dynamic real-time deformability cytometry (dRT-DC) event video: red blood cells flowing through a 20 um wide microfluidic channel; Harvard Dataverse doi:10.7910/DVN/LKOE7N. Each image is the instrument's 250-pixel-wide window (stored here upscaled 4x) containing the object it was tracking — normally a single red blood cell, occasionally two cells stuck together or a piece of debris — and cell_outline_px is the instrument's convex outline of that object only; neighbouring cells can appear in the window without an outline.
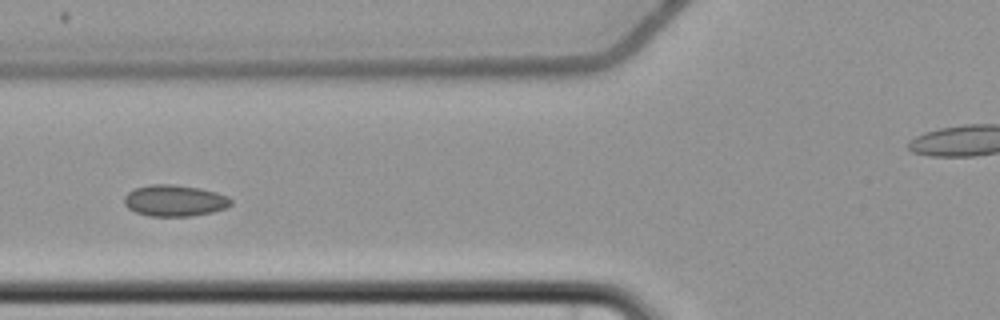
{"species": "common noctule bat (a hibernating species)", "species_latin": "Nyctalus noctula", "temperature_condition": "cold", "stored_images_in_passage": 6, "camera_frame_rate_fps": 3000, "um_per_image_px": 0.085, "animal": {"sex": "female", "body_mass_g": 22.7, "forearm_length_mm": 54.2}, "frame": {"image": 1, "passage_image": 4, "time_ms": 4.333, "image_size_px": [1000, 320], "cell_outline_px": [[232, 204], [224, 208], [212, 212], [192, 216], [148, 216], [136, 212], [128, 208], [124, 204], [124, 196], [128, 192], [136, 188], [148, 184], [172, 184], [200, 188], [216, 192], [228, 196], [232, 200]], "centroid_in_image_um": [14.83, 17.05], "position_along_channel_um": 111.0, "area_um2": 19.59}}
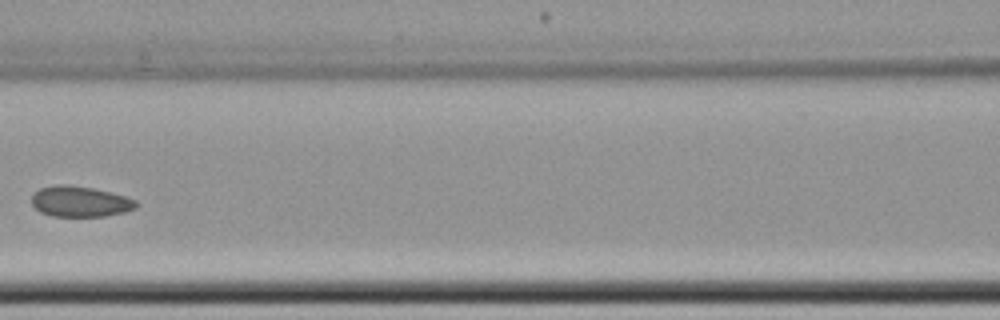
{"frame": {"image": 2, "passage_image": 5, "time_ms": 5.667, "image_size_px": [1000, 320], "cell_outline_px": [[140, 204], [136, 208], [124, 212], [104, 216], [52, 216], [40, 212], [32, 204], [32, 196], [40, 188], [56, 184], [68, 184], [92, 188], [112, 192], [136, 200]], "centroid_in_image_um": [6.82, 17.12], "position_along_channel_um": 159.8, "area_um2": 18.73}}
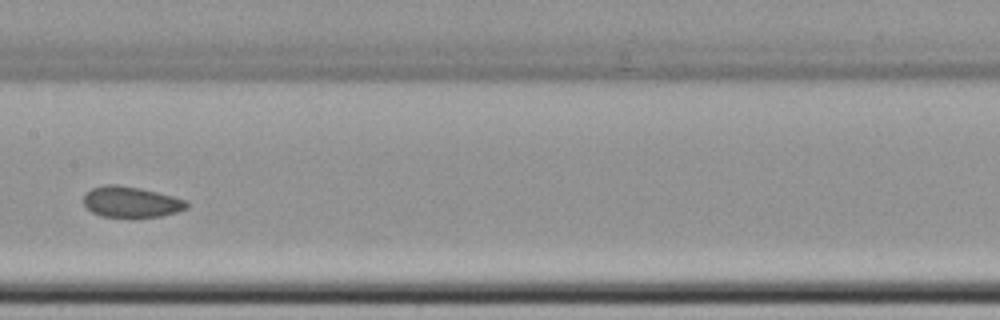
{"frame": {"image": 3, "passage_image": 6, "time_ms": 6.667, "image_size_px": [1000, 320], "cell_outline_px": [[188, 208], [176, 212], [160, 216], [100, 216], [92, 212], [84, 204], [84, 192], [92, 188], [104, 184], [116, 184], [140, 188], [172, 196], [184, 200], [188, 204]], "centroid_in_image_um": [11.1, 17.14], "position_along_channel_um": 196.3, "area_um2": 18.26}}